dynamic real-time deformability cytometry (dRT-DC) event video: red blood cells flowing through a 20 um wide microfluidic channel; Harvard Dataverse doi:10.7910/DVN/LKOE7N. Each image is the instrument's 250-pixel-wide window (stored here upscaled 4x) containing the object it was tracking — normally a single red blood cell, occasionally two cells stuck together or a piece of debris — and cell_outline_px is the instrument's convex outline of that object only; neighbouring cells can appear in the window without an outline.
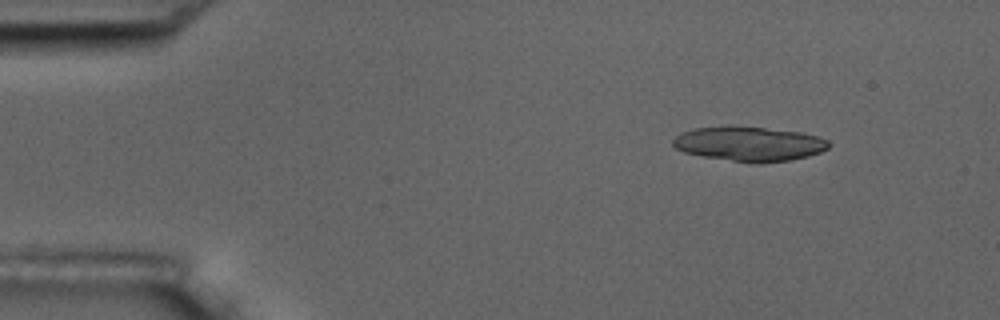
{"species": "common noctule bat (a hibernating species)", "species_latin": "Nyctalus noctula", "temperature_condition": "room temperature", "stored_images_in_passage": 5, "camera_frame_rate_fps": 3000, "um_per_image_px": 0.085, "animal": {"sex": "male", "body_mass_g": 17.5, "forearm_length_mm": 52.3}, "frame": {"image": 1, "passage_image": 1, "time_ms": 0.0, "image_size_px": [1000, 320], "cell_outline_px": [[832, 144], [828, 148], [820, 152], [808, 156], [792, 160], [760, 164], [704, 156], [684, 152], [676, 148], [672, 144], [672, 140], [680, 132], [692, 128], [764, 128], [800, 132], [820, 136], [828, 140]], "centroid_in_image_um": [63.74, 12.25], "position_along_channel_um": 21.3, "area_um2": 30.87}}